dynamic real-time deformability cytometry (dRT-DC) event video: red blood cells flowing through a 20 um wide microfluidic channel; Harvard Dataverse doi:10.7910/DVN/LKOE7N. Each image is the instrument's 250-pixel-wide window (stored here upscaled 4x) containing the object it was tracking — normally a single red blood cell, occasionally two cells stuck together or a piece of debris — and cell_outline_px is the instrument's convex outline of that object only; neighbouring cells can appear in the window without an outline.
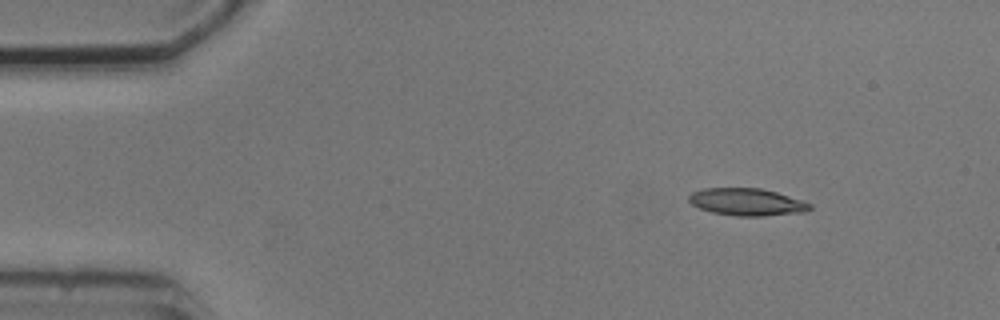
{"species": "common noctule bat (a hibernating species)", "species_latin": "Nyctalus noctula", "temperature_condition": "cold", "stored_images_in_passage": 3, "camera_frame_rate_fps": 3000, "um_per_image_px": 0.085, "animal": {"sex": "male", "body_mass_g": 20.5, "forearm_length_mm": 52.5}, "frame": {"image": 1, "passage_image": 1, "time_ms": 0.0, "image_size_px": [1000, 320], "cell_outline_px": [[812, 208], [808, 212], [764, 216], [736, 216], [712, 212], [700, 208], [692, 204], [688, 200], [688, 196], [692, 192], [704, 188], [760, 188], [776, 192], [804, 200], [812, 204]], "centroid_in_image_um": [63.53, 17.17], "position_along_channel_um": 21.5, "area_um2": 19.42}}